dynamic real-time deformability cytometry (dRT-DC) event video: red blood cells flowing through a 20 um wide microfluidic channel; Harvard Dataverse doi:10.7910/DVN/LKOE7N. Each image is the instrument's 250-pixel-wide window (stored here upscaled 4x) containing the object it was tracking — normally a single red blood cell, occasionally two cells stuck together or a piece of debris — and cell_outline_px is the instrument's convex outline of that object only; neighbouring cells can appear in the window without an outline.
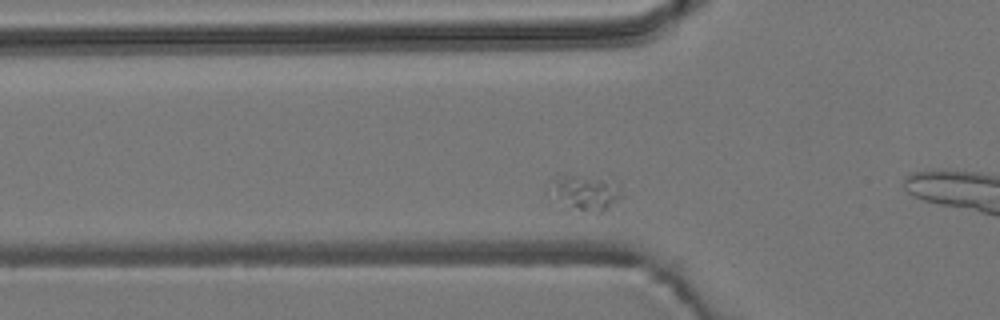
{"species": "common noctule bat (a hibernating species)", "species_latin": "Nyctalus noctula", "temperature_condition": "room temperature", "stored_images_in_passage": 41, "camera_frame_rate_fps": 3000, "um_per_image_px": 0.085, "animal": {"sex": "male", "body_mass_g": 19.2, "forearm_length_mm": 51.8}, "frame": {"image": 1, "passage_image": 13, "time_ms": 4.0, "image_size_px": [1000, 320], "cell_outline_px": [[624, 196], [600, 212], [596, 212], [580, 208], [556, 196], [556, 184], [564, 176], [572, 176], [600, 180], [620, 188]], "centroid_in_image_um": [49.97, 16.4], "position_along_channel_um": 75.8, "area_um2": 12.08}}
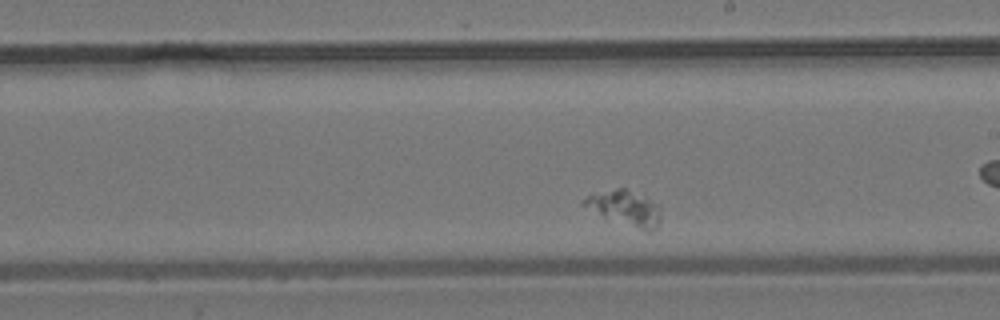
{"frame": {"image": 2, "passage_image": 27, "time_ms": 8.667, "image_size_px": [1000, 320], "cell_outline_px": [[660, 220], [656, 228], [652, 232], [648, 232], [604, 216], [580, 204], [580, 200], [588, 196], [616, 188], [624, 188], [660, 204]], "centroid_in_image_um": [53.17, 17.69], "position_along_channel_um": 235.8, "area_um2": 15.32}}
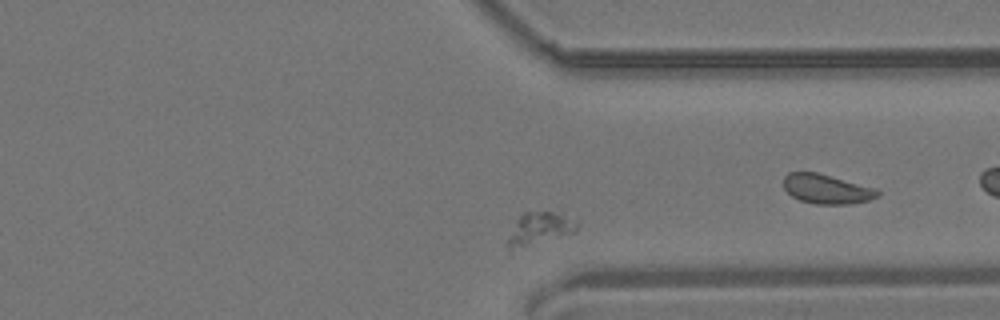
{"frame": {"image": 3, "passage_image": 38, "time_ms": 12.333, "image_size_px": [1000, 320], "cell_outline_px": [[580, 224], [576, 232], [508, 252], [508, 240], [520, 216], [524, 212], [564, 212]], "centroid_in_image_um": [45.94, 19.43], "position_along_channel_um": 365.5, "area_um2": 13.06}}